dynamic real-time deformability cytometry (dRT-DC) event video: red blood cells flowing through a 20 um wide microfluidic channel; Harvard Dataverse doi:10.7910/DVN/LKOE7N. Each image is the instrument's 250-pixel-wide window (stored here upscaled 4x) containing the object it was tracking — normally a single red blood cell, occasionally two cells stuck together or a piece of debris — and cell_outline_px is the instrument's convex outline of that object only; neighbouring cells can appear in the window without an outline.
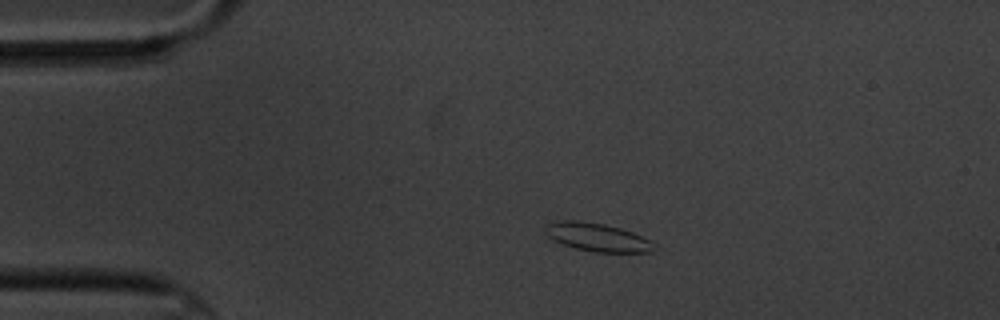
{"species": "common noctule bat (a hibernating species)", "species_latin": "Nyctalus noctula", "temperature_condition": "cold", "stored_images_in_passage": 4, "camera_frame_rate_fps": 3000, "um_per_image_px": 0.085, "animal": {"sex": "male", "body_mass_g": 20.1, "forearm_length_mm": 53.5}, "frame": {"image": 1, "passage_image": 3, "time_ms": 2.333, "image_size_px": [1000, 320], "cell_outline_px": [[656, 244], [652, 252], [596, 252], [576, 248], [564, 244], [548, 236], [544, 232], [548, 224], [560, 220], [576, 220], [604, 224], [620, 228], [632, 232], [652, 240]], "centroid_in_image_um": [50.82, 20.16], "position_along_channel_um": 34.2, "area_um2": 17.74}}